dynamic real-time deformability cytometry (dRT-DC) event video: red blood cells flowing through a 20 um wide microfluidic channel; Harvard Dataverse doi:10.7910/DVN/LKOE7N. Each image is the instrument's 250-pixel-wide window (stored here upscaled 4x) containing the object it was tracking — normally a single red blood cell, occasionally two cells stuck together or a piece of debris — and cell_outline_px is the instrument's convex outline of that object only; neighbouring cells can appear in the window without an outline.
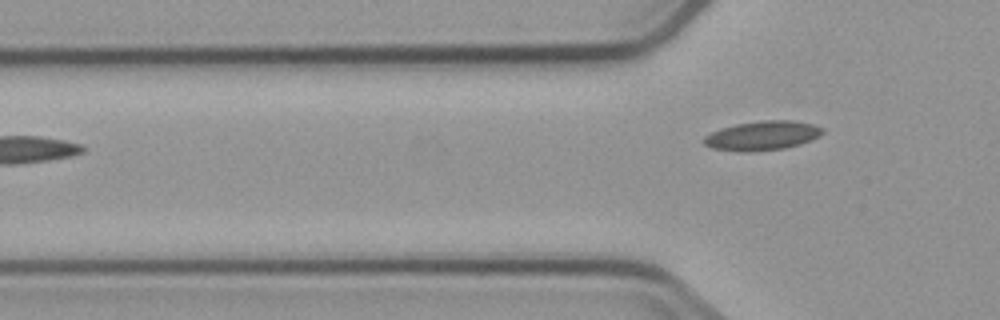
{"species": "common noctule bat (a hibernating species)", "species_latin": "Nyctalus noctula", "temperature_condition": "cold", "stored_images_in_passage": 4, "camera_frame_rate_fps": 3000, "um_per_image_px": 0.085, "animal": {"sex": "male", "body_mass_g": 23.1, "forearm_length_mm": 52.7}, "frame": {"image": 1, "passage_image": 4, "time_ms": 3.333, "image_size_px": [1000, 320], "cell_outline_px": [[824, 132], [820, 136], [800, 144], [784, 148], [752, 152], [736, 152], [712, 148], [704, 144], [704, 136], [720, 128], [736, 124], [760, 120], [792, 120], [812, 124], [824, 128]], "centroid_in_image_um": [64.79, 11.53], "position_along_channel_um": 61.0, "area_um2": 20.4}}